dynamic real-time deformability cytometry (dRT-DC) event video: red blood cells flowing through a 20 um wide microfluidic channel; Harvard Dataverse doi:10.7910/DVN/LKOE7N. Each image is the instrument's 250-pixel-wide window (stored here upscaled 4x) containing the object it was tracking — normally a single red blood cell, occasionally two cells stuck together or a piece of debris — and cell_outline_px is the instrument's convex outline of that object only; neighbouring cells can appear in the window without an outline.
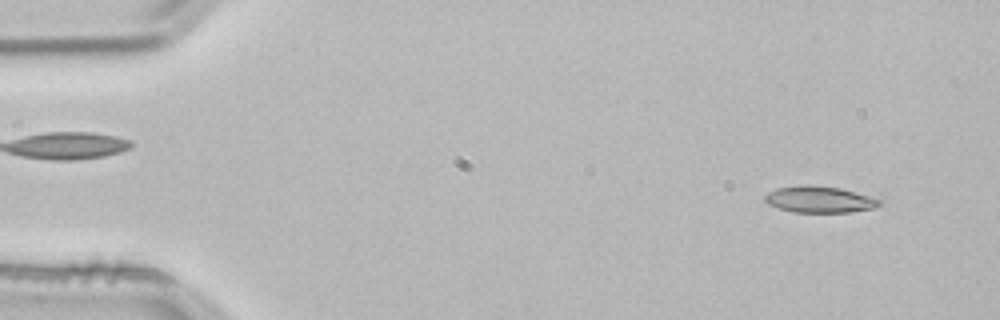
{"species": "common noctule bat (a hibernating species)", "species_latin": "Nyctalus noctula", "temperature_condition": "room temperature", "stored_images_in_passage": 53, "camera_frame_rate_fps": 3000, "um_per_image_px": 0.085, "animal": {"sex": "male", "body_mass_g": 21.5, "forearm_length_mm": 52.0}, "frame": {"image": 1, "passage_image": 4, "time_ms": 1.0, "image_size_px": [1000, 320], "cell_outline_px": [[884, 200], [880, 204], [872, 208], [848, 212], [792, 212], [768, 204], [764, 200], [764, 196], [768, 192], [776, 188], [804, 184], [808, 184], [840, 188]], "centroid_in_image_um": [69.63, 16.94], "position_along_channel_um": 15.4, "area_um2": 17.63}}
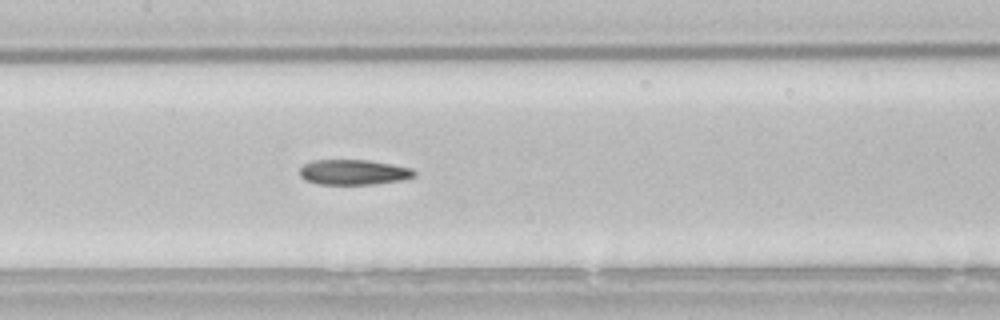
{"frame": {"image": 2, "passage_image": 25, "time_ms": 8.0, "image_size_px": [1000, 320], "cell_outline_px": [[416, 176], [400, 180], [372, 184], [320, 184], [304, 180], [300, 176], [300, 168], [304, 164], [312, 160], [368, 160], [392, 164], [412, 168], [416, 172]], "centroid_in_image_um": [30.05, 14.63], "position_along_channel_um": 177.4, "area_um2": 16.82}}
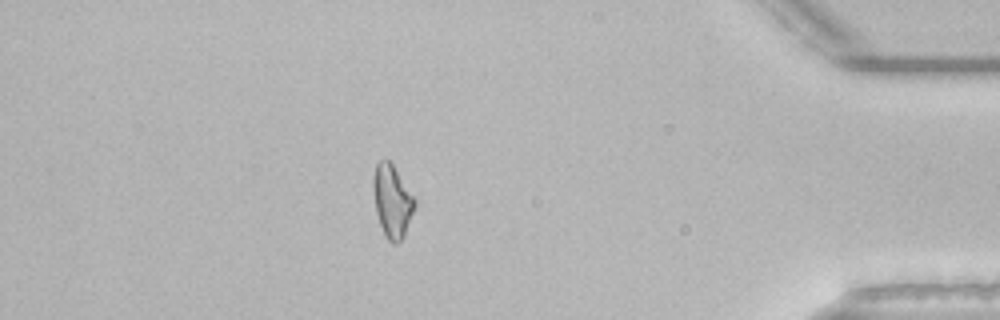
{"frame": {"image": 3, "passage_image": 46, "time_ms": 15.0, "image_size_px": [1000, 320], "cell_outline_px": [[416, 204], [404, 236], [396, 244], [392, 244], [384, 236], [376, 212], [372, 188], [372, 180], [376, 164], [380, 160], [388, 160], [392, 164], [416, 200]], "centroid_in_image_um": [33.32, 17.11], "position_along_channel_um": 401.9, "area_um2": 17.46}, "authors_computed_cell_mechanics": {"area_um2": 17.7446, "velocity_mm_per_s": 3.8318, "shape_relaxation_time_tau1_ms": null, "shape_relaxation_time_tau2_ms": 8.3132, "deformation_change_tau1": null, "deformation_change_tau2": 0.1771}}